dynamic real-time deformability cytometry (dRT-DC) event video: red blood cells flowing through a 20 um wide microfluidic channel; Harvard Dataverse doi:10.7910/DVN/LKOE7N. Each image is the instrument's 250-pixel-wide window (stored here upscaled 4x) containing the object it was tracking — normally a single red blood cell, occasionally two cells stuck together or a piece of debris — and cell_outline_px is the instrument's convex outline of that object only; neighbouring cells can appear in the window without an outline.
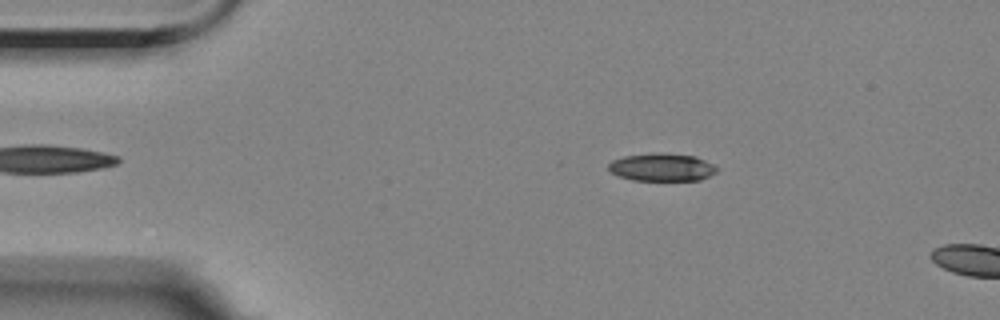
{"species": "Egyptian fruit bat (a non-hibernating species)", "species_latin": "Rousettus aegyptiacus", "temperature_condition": "room temperature", "stored_images_in_passage": 8, "camera_frame_rate_fps": 3000, "um_per_image_px": 0.085, "animal": {"sex": "female"}, "frame": {"image": 1, "passage_image": 5, "time_ms": 1.333, "image_size_px": [1000, 320], "cell_outline_px": [[720, 168], [716, 172], [700, 180], [632, 180], [616, 176], [608, 172], [608, 164], [612, 160], [624, 156], [652, 152], [660, 152], [696, 156]], "centroid_in_image_um": [56.21, 14.21], "position_along_channel_um": 28.8, "area_um2": 17.86}}